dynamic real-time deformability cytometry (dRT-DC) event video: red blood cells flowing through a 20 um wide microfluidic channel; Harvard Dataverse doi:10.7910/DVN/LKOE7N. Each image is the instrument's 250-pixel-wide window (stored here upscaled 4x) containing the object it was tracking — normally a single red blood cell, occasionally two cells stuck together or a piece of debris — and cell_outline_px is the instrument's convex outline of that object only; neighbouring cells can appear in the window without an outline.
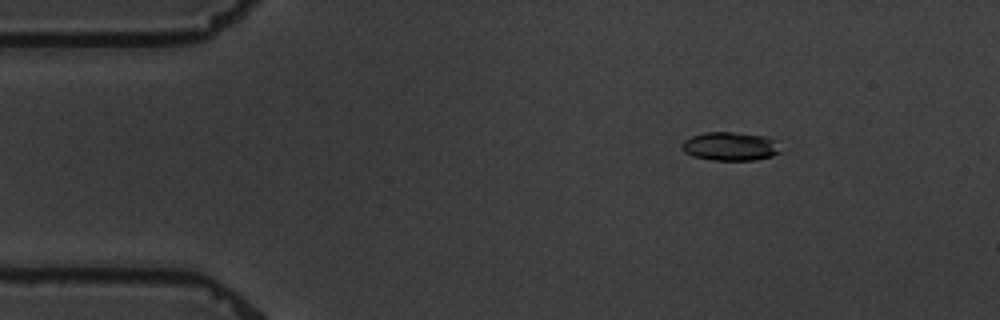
{"species": "common noctule bat (a hibernating species)", "species_latin": "Nyctalus noctula", "temperature_condition": "warm", "stored_images_in_passage": 2, "camera_frame_rate_fps": 3000, "um_per_image_px": 0.085, "animal": {"sex": "male", "body_mass_g": 19.5, "forearm_length_mm": 54.6}, "frame": {"image": 1, "passage_image": 1, "time_ms": 0.0, "image_size_px": [1000, 320], "cell_outline_px": [[780, 152], [772, 156], [756, 160], [712, 160], [692, 156], [684, 152], [684, 140], [692, 136], [704, 132], [732, 132], [764, 136], [776, 140]], "centroid_in_image_um": [62.09, 12.44], "position_along_channel_um": 22.9, "area_um2": 16.3}}